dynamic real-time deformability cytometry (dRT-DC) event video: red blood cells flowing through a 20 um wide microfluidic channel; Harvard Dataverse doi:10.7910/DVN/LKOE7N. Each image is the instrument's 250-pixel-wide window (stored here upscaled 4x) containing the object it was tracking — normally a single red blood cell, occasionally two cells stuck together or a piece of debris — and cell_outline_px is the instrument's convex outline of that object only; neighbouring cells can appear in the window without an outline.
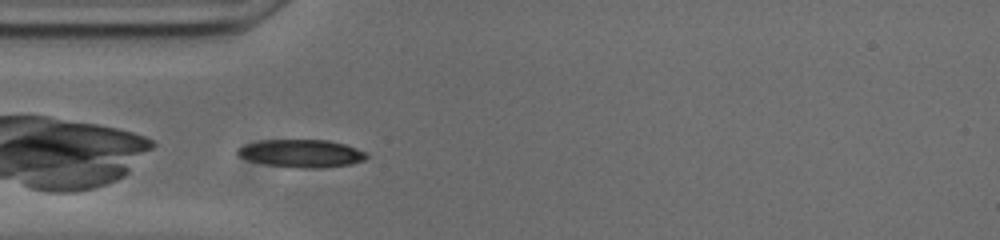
{"species": "common noctule bat (a hibernating species)", "species_latin": "Nyctalus noctula", "temperature_condition": "cold", "stored_images_in_passage": 28, "camera_frame_rate_fps": 3000, "um_per_image_px": 0.085, "animal": {"sex": "male", "body_mass_g": 20.0, "forearm_length_mm": 53.3}, "frame": {"image": 1, "passage_image": 1, "time_ms": 0.0, "image_size_px": [1000, 240], "cell_outline_px": [[368, 156], [364, 160], [352, 164], [324, 168], [304, 168], [268, 164], [252, 160], [240, 156], [236, 152], [236, 148], [244, 144], [264, 140], [328, 140], [344, 144], [368, 152]], "centroid_in_image_um": [25.68, 13.03], "position_along_channel_um": 59.3, "area_um2": 20.75}}
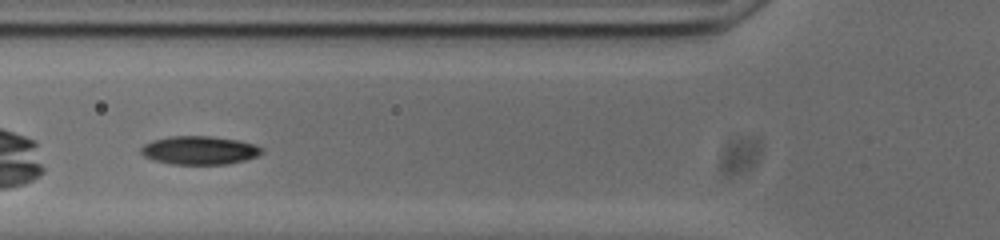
{"frame": {"image": 2, "passage_image": 5, "time_ms": 1.333, "image_size_px": [1000, 240], "cell_outline_px": [[264, 152], [256, 156], [244, 160], [228, 164], [172, 164], [152, 160], [144, 156], [140, 152], [140, 148], [144, 144], [152, 140], [172, 136], [208, 136], [236, 140], [256, 144], [264, 148]], "centroid_in_image_um": [16.95, 12.78], "position_along_channel_um": 108.9, "area_um2": 20.06}, "authors_computed_cell_mechanics": {"area_um2": 19.7676, "velocity_mm_per_s": 3.7235, "shape_relaxation_time_tau1_ms": 5.1183, "shape_relaxation_time_tau2_ms": 2.8392, "deformation_change_tau1": 0.1632, "deformation_change_tau2": 0.0623}}